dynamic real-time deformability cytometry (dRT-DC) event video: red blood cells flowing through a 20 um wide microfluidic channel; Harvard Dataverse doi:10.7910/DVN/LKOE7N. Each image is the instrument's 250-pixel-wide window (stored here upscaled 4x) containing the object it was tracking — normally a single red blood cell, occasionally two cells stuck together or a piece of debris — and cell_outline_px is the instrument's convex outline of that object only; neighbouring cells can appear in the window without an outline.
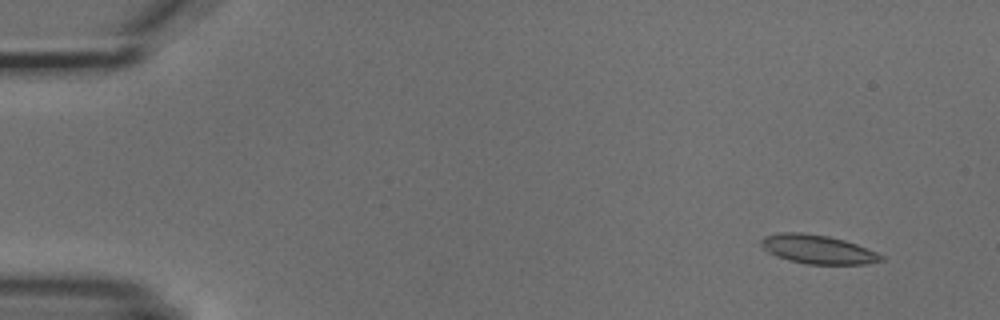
{"species": "common noctule bat (a hibernating species)", "species_latin": "Nyctalus noctula", "temperature_condition": "cold", "stored_images_in_passage": 5, "camera_frame_rate_fps": 3000, "um_per_image_px": 0.085, "animal": {"sex": "male", "body_mass_g": 18.8}, "frame": {"image": 1, "passage_image": 1, "time_ms": 0.0, "image_size_px": [1000, 320], "cell_outline_px": [[884, 260], [868, 264], [804, 264], [788, 260], [776, 256], [768, 252], [760, 244], [760, 240], [764, 236], [780, 232], [804, 232], [828, 236], [844, 240], [856, 244], [876, 252], [884, 256]], "centroid_in_image_um": [69.49, 21.19], "position_along_channel_um": 15.5, "area_um2": 20.29}}
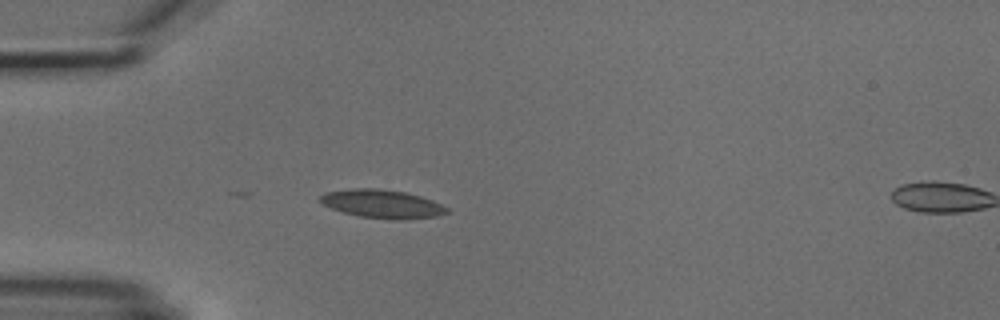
{"frame": {"image": 2, "passage_image": 4, "time_ms": 3.667, "image_size_px": [1000, 320], "cell_outline_px": [[448, 212], [436, 216], [404, 220], [400, 220], [360, 216], [344, 212], [332, 208], [316, 200], [324, 192], [352, 188], [376, 188], [404, 192], [420, 196], [432, 200], [448, 208]], "centroid_in_image_um": [32.46, 17.32], "position_along_channel_um": 52.5, "area_um2": 20.87}}